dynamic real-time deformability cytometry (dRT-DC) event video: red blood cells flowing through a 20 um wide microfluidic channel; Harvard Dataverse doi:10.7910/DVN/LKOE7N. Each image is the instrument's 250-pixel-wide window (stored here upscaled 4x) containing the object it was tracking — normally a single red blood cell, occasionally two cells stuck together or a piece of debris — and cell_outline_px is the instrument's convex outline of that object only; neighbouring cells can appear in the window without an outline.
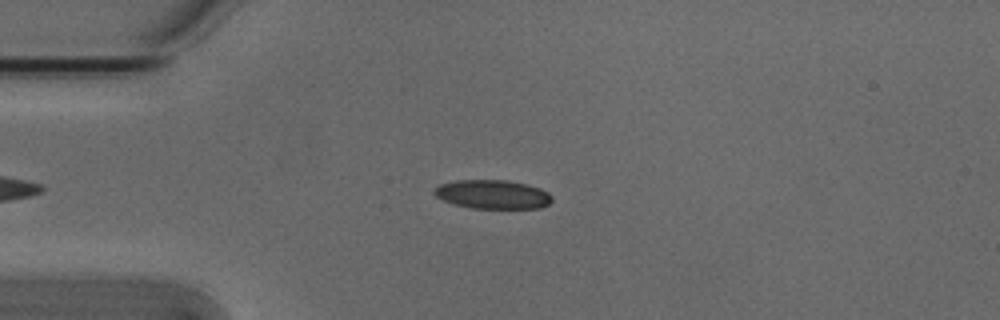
{"species": "Egyptian fruit bat (a non-hibernating species)", "species_latin": "Rousettus aegyptiacus", "temperature_condition": "cold", "stored_images_in_passage": 51, "camera_frame_rate_fps": 3000, "um_per_image_px": 0.085, "animal": {"sex": "male"}, "frame": {"image": 1, "passage_image": 11, "time_ms": 3.333, "image_size_px": [1000, 320], "cell_outline_px": [[552, 200], [548, 204], [540, 208], [468, 208], [444, 200], [436, 196], [432, 192], [440, 184], [456, 180], [508, 180], [528, 184], [540, 188], [548, 192], [552, 196]], "centroid_in_image_um": [41.9, 16.51], "position_along_channel_um": 43.1, "area_um2": 19.83}}
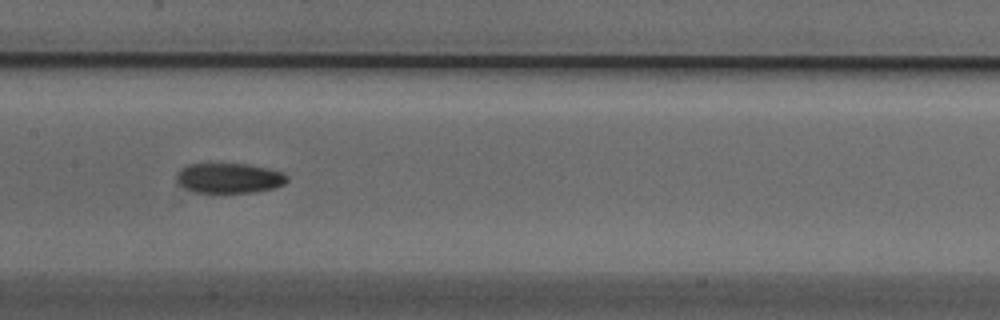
{"frame": {"image": 2, "passage_image": 24, "time_ms": 7.667, "image_size_px": [1000, 320], "cell_outline_px": [[288, 180], [284, 184], [276, 188], [252, 192], [192, 192], [184, 188], [176, 180], [176, 176], [180, 168], [188, 164], [248, 164], [268, 168], [284, 172], [288, 176]], "centroid_in_image_um": [19.49, 15.13], "position_along_channel_um": 187.9, "area_um2": 19.48}}
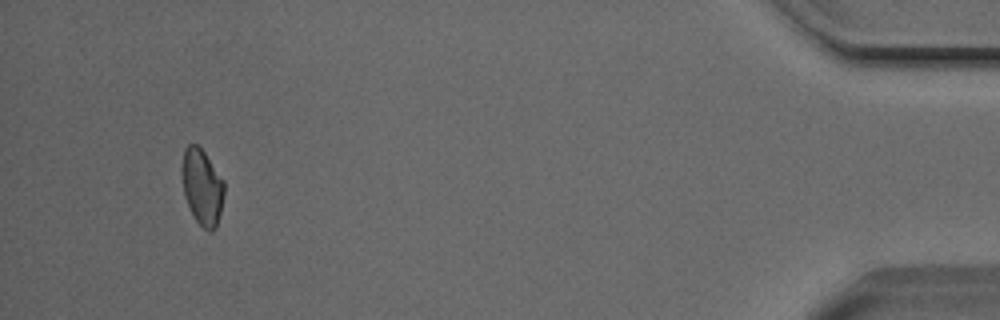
{"frame": {"image": 3, "passage_image": 48, "time_ms": 15.667, "image_size_px": [1000, 320], "cell_outline_px": [[224, 192], [220, 212], [216, 228], [212, 232], [208, 232], [196, 220], [184, 196], [184, 148], [188, 144], [196, 144], [204, 152], [224, 180]], "centroid_in_image_um": [17.22, 15.92], "position_along_channel_um": 418.0, "area_um2": 18.09}}